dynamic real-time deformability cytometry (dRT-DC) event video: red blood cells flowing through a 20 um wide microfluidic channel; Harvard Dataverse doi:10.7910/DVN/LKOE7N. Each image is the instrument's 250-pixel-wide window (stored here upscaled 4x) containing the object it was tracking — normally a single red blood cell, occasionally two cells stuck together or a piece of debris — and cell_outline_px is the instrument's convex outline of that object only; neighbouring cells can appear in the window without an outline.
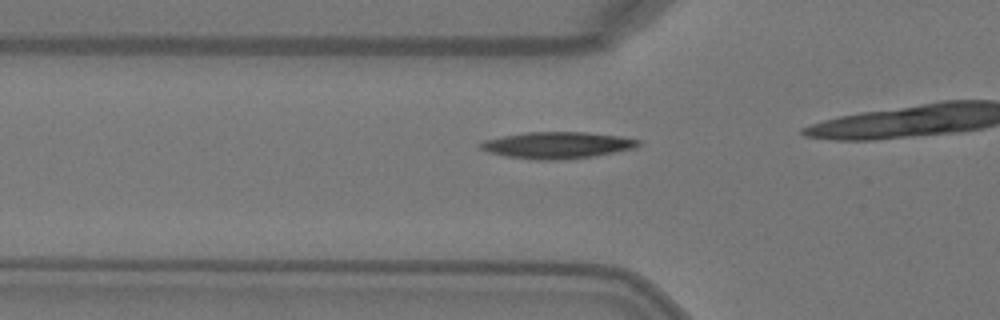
{"species": "Egyptian fruit bat (a non-hibernating species)", "species_latin": "Rousettus aegyptiacus", "temperature_condition": "warm", "stored_images_in_passage": 10, "camera_frame_rate_fps": 3000, "um_per_image_px": 0.085, "animal": {"sex": "female"}, "frame": {"image": 1, "passage_image": 6, "time_ms": 1.667, "image_size_px": [1000, 320], "cell_outline_px": [[640, 144], [636, 148], [592, 156], [556, 160], [536, 160], [504, 156], [488, 152], [480, 148], [480, 144], [484, 140], [524, 132], [588, 132], [620, 136], [640, 140]], "centroid_in_image_um": [47.36, 12.33], "position_along_channel_um": 78.4, "area_um2": 24.39}}
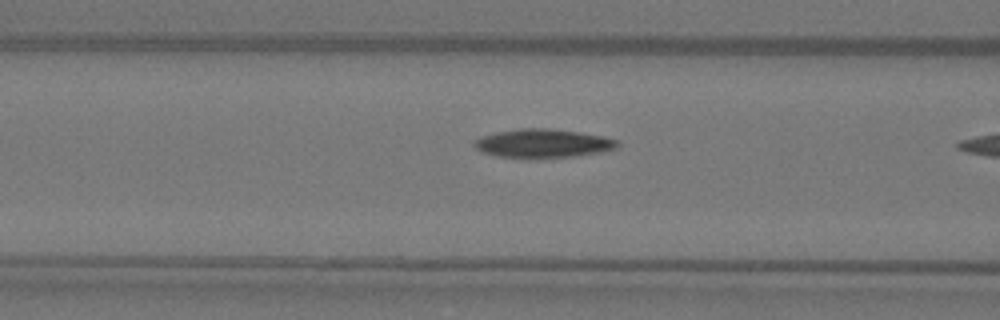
{"frame": {"image": 2, "passage_image": 9, "time_ms": 2.667, "image_size_px": [1000, 320], "cell_outline_px": [[620, 144], [616, 148], [600, 152], [572, 156], [496, 156], [484, 152], [476, 148], [472, 144], [472, 140], [480, 136], [496, 132], [520, 128], [548, 128], [580, 132], [604, 136], [616, 140]], "centroid_in_image_um": [46.13, 12.15], "position_along_channel_um": 120.5, "area_um2": 23.35}}